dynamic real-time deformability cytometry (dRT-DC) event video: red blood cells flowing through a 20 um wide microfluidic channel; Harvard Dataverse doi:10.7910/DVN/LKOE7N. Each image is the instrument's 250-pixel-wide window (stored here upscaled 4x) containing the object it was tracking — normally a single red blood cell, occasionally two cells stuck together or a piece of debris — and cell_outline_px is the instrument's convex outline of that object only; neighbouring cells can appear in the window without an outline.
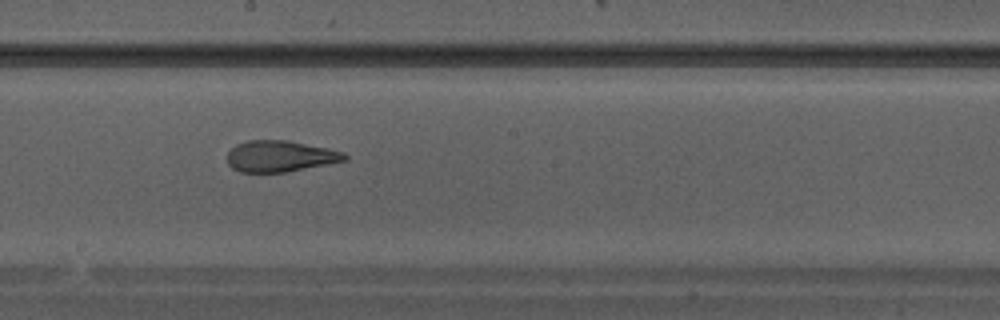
{"species": "Egyptian fruit bat (a non-hibernating species)", "species_latin": "Rousettus aegyptiacus", "temperature_condition": "warm", "stored_images_in_passage": 35, "camera_frame_rate_fps": 3000, "um_per_image_px": 0.085, "animal": {"sex": "male"}, "frame": {"image": 1, "passage_image": 20, "time_ms": 6.333, "image_size_px": [1000, 320], "cell_outline_px": [[348, 160], [284, 172], [240, 172], [232, 168], [228, 164], [228, 152], [236, 144], [248, 140], [288, 140], [328, 148], [344, 152], [348, 156]], "centroid_in_image_um": [23.81, 13.27], "position_along_channel_um": 224.4, "area_um2": 21.33}}